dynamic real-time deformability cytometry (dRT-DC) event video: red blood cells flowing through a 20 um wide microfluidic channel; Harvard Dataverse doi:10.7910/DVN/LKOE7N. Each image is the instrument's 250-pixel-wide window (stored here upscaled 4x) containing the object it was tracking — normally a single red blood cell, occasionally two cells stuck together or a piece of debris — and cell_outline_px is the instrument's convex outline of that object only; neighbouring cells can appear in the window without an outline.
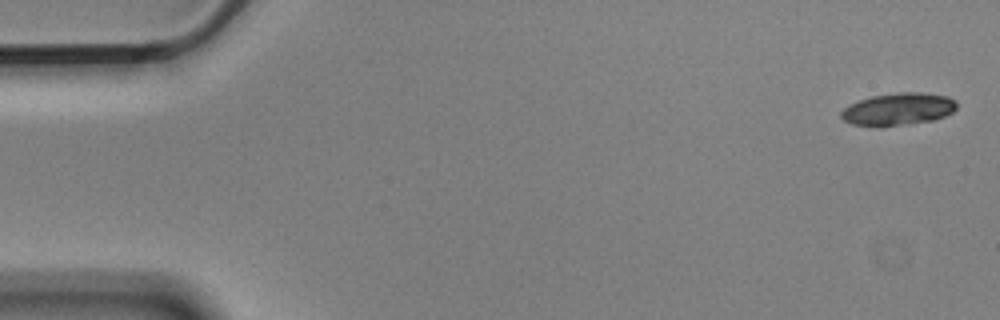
{"species": "Egyptian fruit bat (a non-hibernating species)", "species_latin": "Rousettus aegyptiacus", "temperature_condition": "cold", "stored_images_in_passage": 3, "camera_frame_rate_fps": 3000, "um_per_image_px": 0.085, "animal": {"sex": "male"}, "frame": {"image": 1, "passage_image": 1, "time_ms": 0.0, "image_size_px": [1000, 320], "cell_outline_px": [[956, 108], [952, 112], [944, 116], [932, 120], [908, 124], [880, 128], [852, 124], [844, 120], [840, 116], [840, 112], [844, 108], [860, 100], [872, 96], [900, 92], [924, 92], [948, 96], [956, 100]], "centroid_in_image_um": [76.34, 9.29], "position_along_channel_um": 8.7, "area_um2": 21.96}}
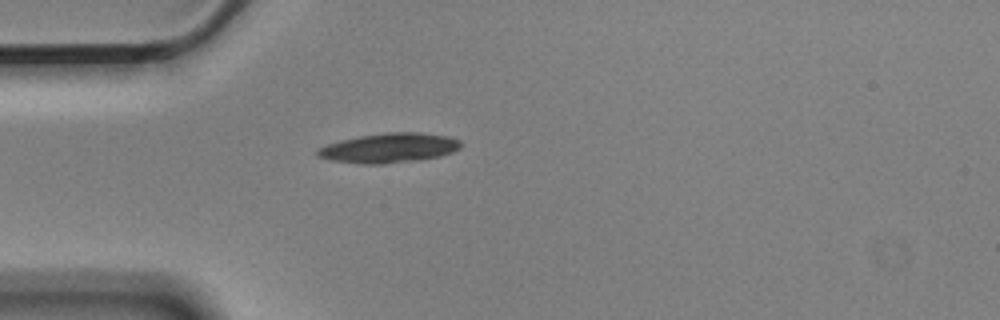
{"frame": {"image": 2, "passage_image": 3, "time_ms": 0.667, "image_size_px": [1000, 320], "cell_outline_px": [[460, 148], [452, 152], [440, 156], [416, 160], [384, 164], [360, 164], [332, 160], [316, 156], [316, 148], [340, 140], [360, 136], [388, 132], [420, 132], [448, 136], [460, 140]], "centroid_in_image_um": [33.05, 12.57], "position_along_channel_um": 51.9, "area_um2": 24.74}}